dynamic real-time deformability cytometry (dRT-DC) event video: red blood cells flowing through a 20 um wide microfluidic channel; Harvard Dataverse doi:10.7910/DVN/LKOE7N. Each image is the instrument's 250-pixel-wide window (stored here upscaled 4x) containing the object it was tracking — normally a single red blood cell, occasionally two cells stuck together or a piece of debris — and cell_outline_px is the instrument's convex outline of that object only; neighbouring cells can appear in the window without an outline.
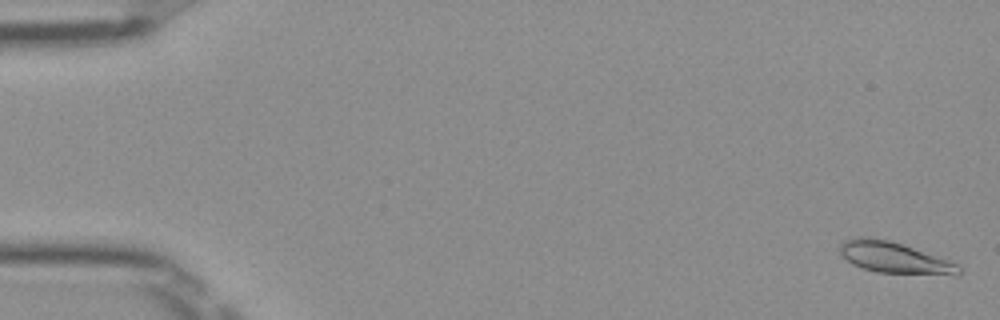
{"species": "Egyptian fruit bat (a non-hibernating species)", "species_latin": "Rousettus aegyptiacus", "temperature_condition": "room temperature", "stored_images_in_passage": 52, "camera_frame_rate_fps": 3000, "um_per_image_px": 0.085, "frame": {"image": 1, "passage_image": 2, "time_ms": 0.333, "image_size_px": [1000, 320], "cell_outline_px": [[964, 272], [956, 276], [876, 272], [852, 264], [840, 252], [840, 244], [844, 240], [860, 236], [888, 240], [948, 260], [956, 264]], "centroid_in_image_um": [76.05, 21.93], "position_along_channel_um": 8.9, "area_um2": 21.39}}
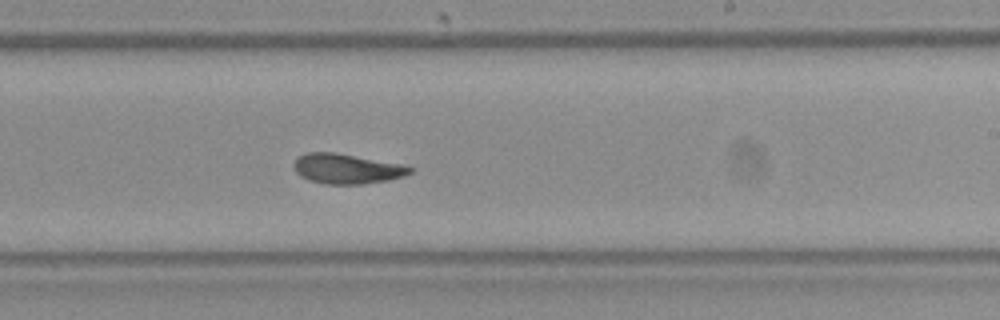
{"frame": {"image": 2, "passage_image": 32, "time_ms": 10.333, "image_size_px": [1000, 320], "cell_outline_px": [[412, 172], [404, 176], [388, 180], [360, 184], [324, 184], [308, 180], [300, 176], [296, 172], [292, 164], [296, 156], [304, 152], [336, 152], [408, 164], [412, 168]], "centroid_in_image_um": [29.47, 14.32], "position_along_channel_um": 259.5, "area_um2": 20.87}}
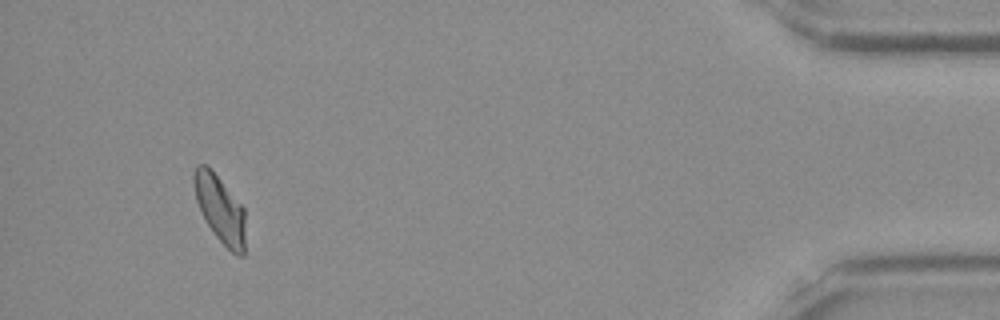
{"frame": {"image": 3, "passage_image": 49, "time_ms": 16.0, "image_size_px": [1000, 320], "cell_outline_px": [[244, 256], [240, 256], [232, 252], [216, 236], [208, 224], [196, 200], [192, 180], [192, 176], [196, 164], [204, 164], [220, 180], [244, 208]], "centroid_in_image_um": [18.68, 17.75], "position_along_channel_um": 416.5, "area_um2": 19.54}, "authors_computed_cell_mechanics": {"area_um2": 20.4034, "velocity_mm_per_s": 3.9764, "shape_relaxation_time_tau1_ms": 5.1517, "shape_relaxation_time_tau2_ms": 1.6591, "deformation_change_tau1": 0.1626, "deformation_change_tau2": 0.0715}}